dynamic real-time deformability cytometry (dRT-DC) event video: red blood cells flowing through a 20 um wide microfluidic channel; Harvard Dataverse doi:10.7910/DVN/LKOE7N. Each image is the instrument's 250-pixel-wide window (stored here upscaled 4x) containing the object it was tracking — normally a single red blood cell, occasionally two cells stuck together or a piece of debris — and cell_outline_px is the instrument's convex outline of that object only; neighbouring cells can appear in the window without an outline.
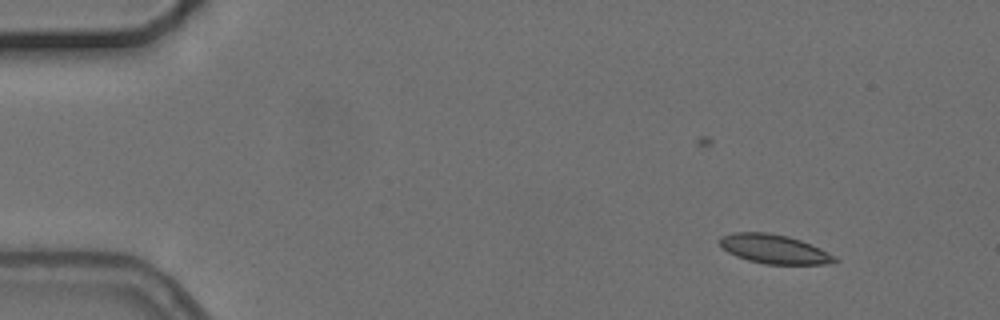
{"species": "common noctule bat (a hibernating species)", "species_latin": "Nyctalus noctula", "temperature_condition": "cold", "stored_images_in_passage": 5, "camera_frame_rate_fps": 3000, "um_per_image_px": 0.085, "animal": {"sex": "female", "body_mass_g": 24.6, "forearm_length_mm": 56.2}, "frame": {"image": 1, "passage_image": 2, "time_ms": 2.333, "image_size_px": [1000, 320], "cell_outline_px": [[840, 260], [824, 264], [764, 264], [748, 260], [736, 256], [728, 252], [720, 244], [720, 236], [732, 232], [768, 232], [788, 236], [800, 240], [820, 248], [836, 256]], "centroid_in_image_um": [65.8, 21.16], "position_along_channel_um": 19.2, "area_um2": 19.48}}